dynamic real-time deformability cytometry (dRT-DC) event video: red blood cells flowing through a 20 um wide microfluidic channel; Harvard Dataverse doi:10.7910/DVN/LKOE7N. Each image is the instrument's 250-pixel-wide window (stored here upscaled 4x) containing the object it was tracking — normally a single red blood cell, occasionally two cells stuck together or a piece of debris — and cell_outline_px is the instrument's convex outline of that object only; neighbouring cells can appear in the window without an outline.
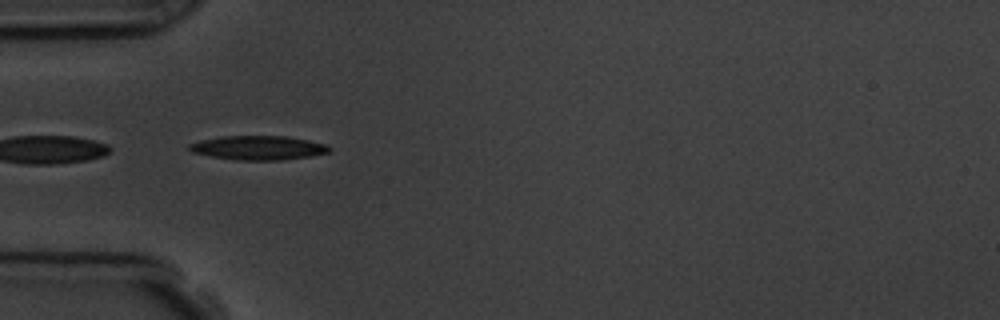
{"species": "common noctule bat (a hibernating species)", "species_latin": "Nyctalus noctula", "temperature_condition": "room temperature", "stored_images_in_passage": 8, "camera_frame_rate_fps": 3000, "um_per_image_px": 0.085, "animal": {"sex": "male", "body_mass_g": 19.5, "forearm_length_mm": 54.6}, "frame": {"image": 1, "passage_image": 4, "time_ms": 4.333, "image_size_px": [1000, 320], "cell_outline_px": [[332, 148], [328, 152], [312, 156], [284, 160], [236, 160], [212, 156], [192, 152], [188, 148], [188, 144], [200, 140], [220, 136], [288, 136], [308, 140], [324, 144]], "centroid_in_image_um": [21.95, 12.56], "position_along_channel_um": 63.1, "area_um2": 19.71}}